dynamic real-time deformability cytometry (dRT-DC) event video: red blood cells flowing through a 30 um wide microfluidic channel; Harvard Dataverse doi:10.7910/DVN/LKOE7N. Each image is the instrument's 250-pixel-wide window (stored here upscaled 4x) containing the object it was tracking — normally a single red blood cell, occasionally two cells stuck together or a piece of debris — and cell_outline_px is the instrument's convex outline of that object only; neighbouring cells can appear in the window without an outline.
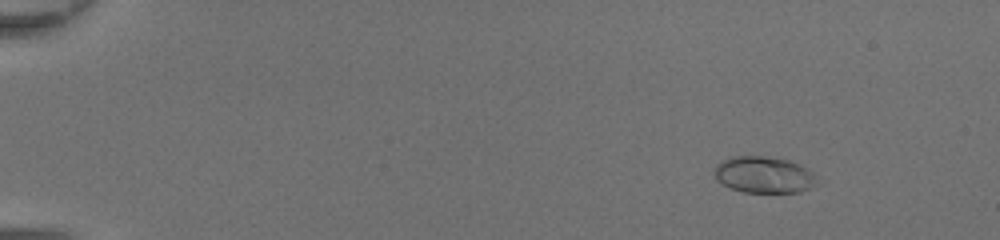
{"species": "common noctule bat (a hibernating species)", "species_latin": "Nyctalus noctula", "temperature_condition": "room temperature", "stored_images_in_passage": 51, "camera_frame_rate_fps": 3000, "um_per_image_px": 0.085, "animal": {"sex": "female", "body_mass_g": 20.0, "forearm_length_mm": 54.0}, "frame": {"image": 1, "passage_image": 8, "time_ms": 2.333, "image_size_px": [1000, 240], "cell_outline_px": [[820, 184], [812, 188], [800, 192], [744, 192], [732, 188], [724, 184], [712, 172], [716, 164], [732, 156], [764, 156], [788, 160], [812, 172], [816, 176]], "centroid_in_image_um": [64.96, 14.86], "position_along_channel_um": 20.0, "area_um2": 21.73}}
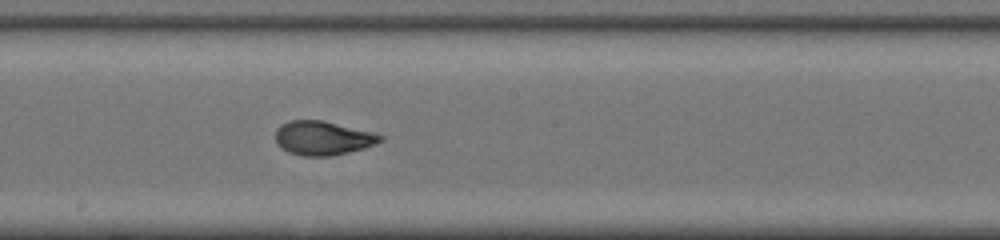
{"frame": {"image": 2, "passage_image": 31, "time_ms": 10.0, "image_size_px": [1000, 240], "cell_outline_px": [[384, 140], [376, 144], [364, 148], [332, 156], [304, 156], [288, 152], [280, 148], [276, 144], [276, 128], [280, 124], [288, 120], [320, 120], [372, 132], [384, 136]], "centroid_in_image_um": [27.41, 11.74], "position_along_channel_um": 220.8, "area_um2": 20.87}}
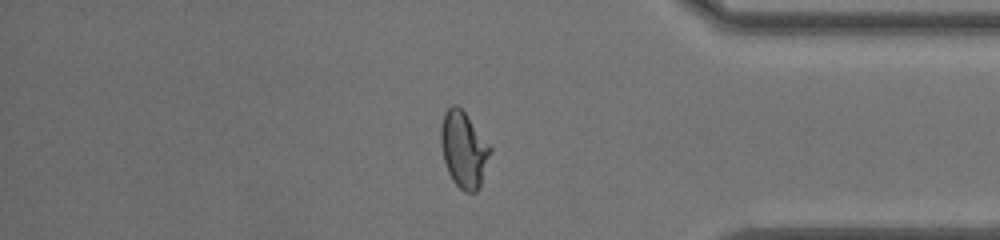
{"frame": {"image": 3, "passage_image": 44, "time_ms": 14.333, "image_size_px": [1000, 240], "cell_outline_px": [[492, 152], [480, 188], [476, 192], [464, 192], [452, 180], [448, 172], [444, 160], [440, 144], [440, 128], [444, 112], [452, 104], [456, 104], [464, 112], [492, 148]], "centroid_in_image_um": [39.42, 12.73], "position_along_channel_um": 395.8, "area_um2": 22.02}, "authors_computed_cell_mechanics": {"area_um2": 21.5016, "velocity_mm_per_s": 4.4166, "shape_relaxation_time_tau1_ms": 3.8527, "shape_relaxation_time_tau2_ms": null, "deformation_change_tau1": 0.1945, "deformation_change_tau2": null}}